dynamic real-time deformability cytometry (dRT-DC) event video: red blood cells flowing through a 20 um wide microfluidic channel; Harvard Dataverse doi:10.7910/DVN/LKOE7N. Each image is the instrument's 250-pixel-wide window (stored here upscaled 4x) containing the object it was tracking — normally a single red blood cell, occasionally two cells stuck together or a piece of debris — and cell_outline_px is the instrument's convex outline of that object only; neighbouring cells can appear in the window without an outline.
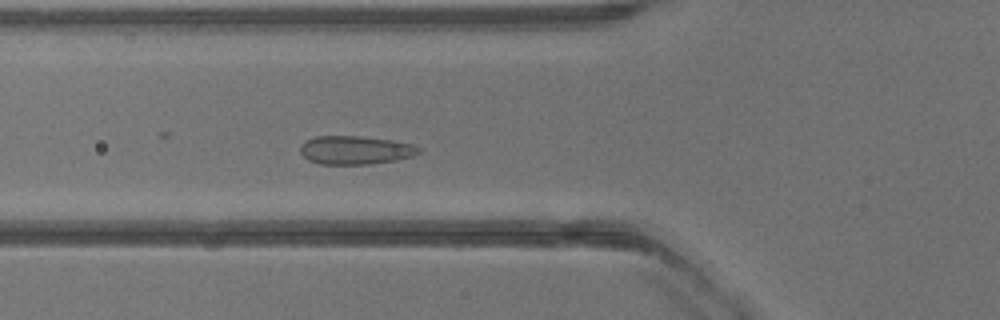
{"species": "common noctule bat (a hibernating species)", "species_latin": "Nyctalus noctula", "temperature_condition": "warm", "stored_images_in_passage": 24, "camera_frame_rate_fps": 3000, "um_per_image_px": 0.085, "animal": {"sex": "male", "body_mass_g": 13.3}, "frame": {"image": 1, "passage_image": 7, "time_ms": 2.0, "image_size_px": [1000, 320], "cell_outline_px": [[424, 148], [420, 152], [412, 156], [396, 160], [368, 164], [320, 164], [308, 160], [300, 152], [300, 144], [304, 140], [316, 136], [360, 136], [392, 140], [412, 144]], "centroid_in_image_um": [30.2, 12.75], "position_along_channel_um": 95.6, "area_um2": 19.83}}
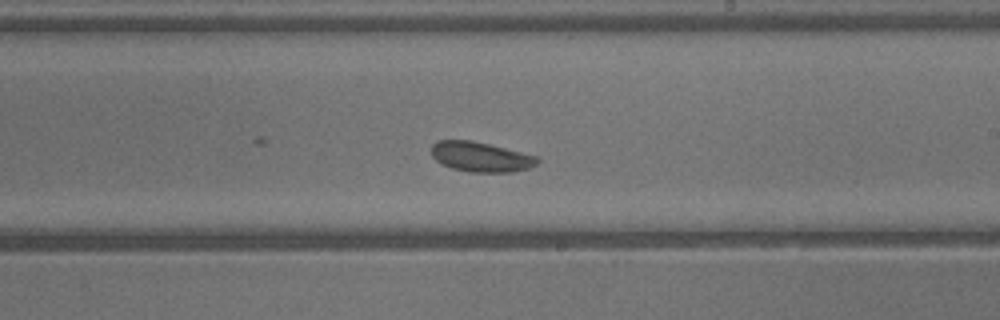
{"frame": {"image": 2, "passage_image": 16, "time_ms": 5.0, "image_size_px": [1000, 320], "cell_outline_px": [[540, 160], [532, 168], [512, 172], [468, 172], [452, 168], [436, 160], [432, 156], [432, 144], [436, 140], [472, 140], [536, 156]], "centroid_in_image_um": [40.86, 13.34], "position_along_channel_um": 248.1, "area_um2": 18.38}}
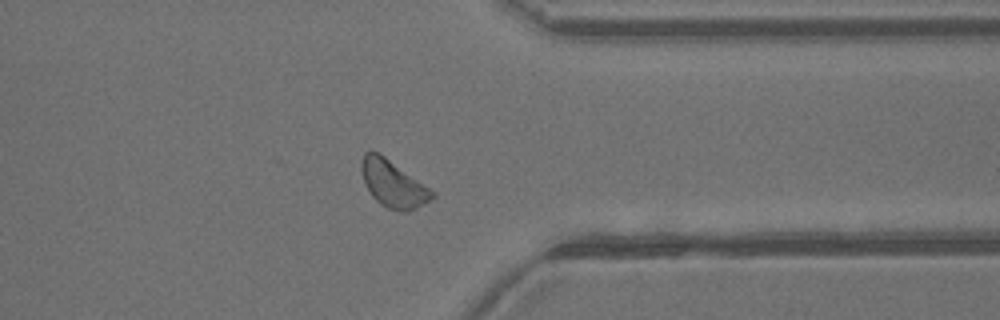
{"frame": {"image": 3, "passage_image": 24, "time_ms": 7.667, "image_size_px": [1000, 320], "cell_outline_px": [[436, 196], [424, 204], [408, 212], [388, 208], [380, 204], [372, 196], [364, 180], [360, 168], [360, 160], [364, 152], [376, 152], [384, 156], [436, 192]], "centroid_in_image_um": [33.42, 15.63], "position_along_channel_um": 378.0, "area_um2": 19.13}}